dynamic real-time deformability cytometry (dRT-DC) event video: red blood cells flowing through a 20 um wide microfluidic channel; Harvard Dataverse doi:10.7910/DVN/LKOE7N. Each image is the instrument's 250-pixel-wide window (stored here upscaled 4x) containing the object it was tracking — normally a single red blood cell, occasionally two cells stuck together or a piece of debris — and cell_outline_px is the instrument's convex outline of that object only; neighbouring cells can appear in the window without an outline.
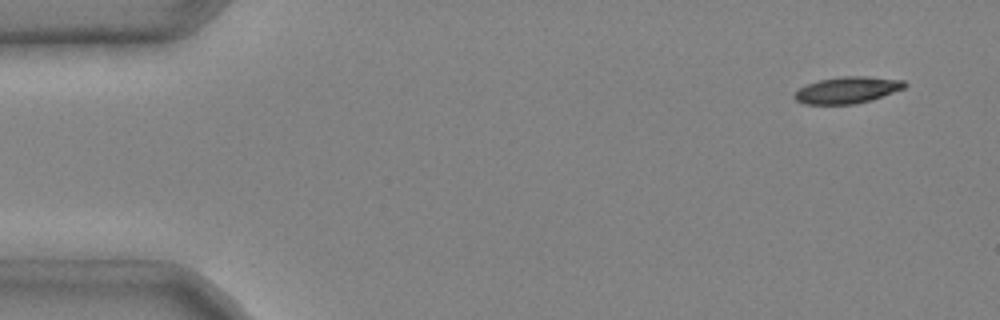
{"species": "common noctule bat (a hibernating species)", "species_latin": "Nyctalus noctula", "temperature_condition": "cold", "stored_images_in_passage": 4, "camera_frame_rate_fps": 3000, "um_per_image_px": 0.085, "animal": {"sex": "male", "body_mass_g": 20.4}, "frame": {"image": 1, "passage_image": 1, "time_ms": 0.0, "image_size_px": [1000, 320], "cell_outline_px": [[908, 84], [904, 88], [872, 100], [856, 104], [804, 104], [796, 100], [792, 96], [800, 88], [808, 84], [820, 80], [844, 76], [864, 76], [904, 80]], "centroid_in_image_um": [72.04, 7.66], "position_along_channel_um": 13.0, "area_um2": 16.99}}
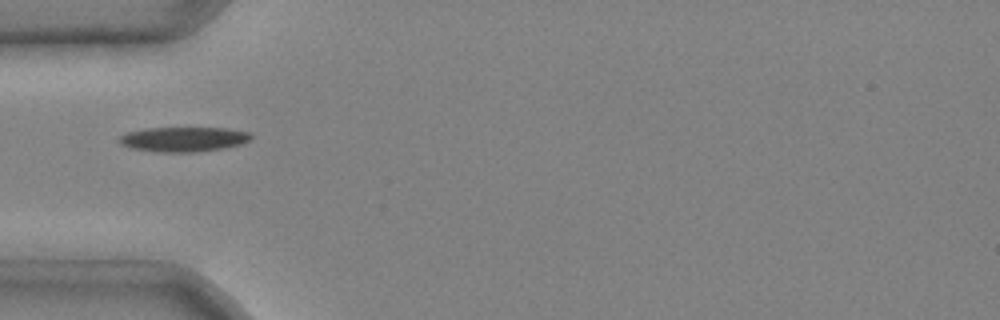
{"frame": {"image": 2, "passage_image": 4, "time_ms": 1.0, "image_size_px": [1000, 320], "cell_outline_px": [[252, 136], [248, 140], [240, 144], [224, 148], [192, 152], [156, 152], [132, 148], [120, 144], [116, 140], [120, 136], [128, 132], [148, 128], [228, 128], [252, 132]], "centroid_in_image_um": [15.59, 11.83], "position_along_channel_um": 69.4, "area_um2": 19.02}}